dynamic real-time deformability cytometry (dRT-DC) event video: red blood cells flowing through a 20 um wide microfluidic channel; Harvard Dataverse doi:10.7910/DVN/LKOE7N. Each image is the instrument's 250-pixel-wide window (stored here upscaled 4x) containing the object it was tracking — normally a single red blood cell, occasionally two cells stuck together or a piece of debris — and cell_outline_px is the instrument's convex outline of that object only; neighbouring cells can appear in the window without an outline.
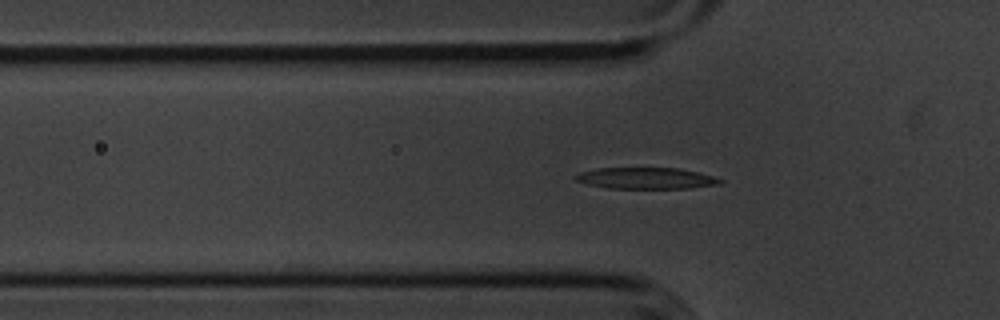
{"species": "common noctule bat (a hibernating species)", "species_latin": "Nyctalus noctula", "temperature_condition": "cold", "stored_images_in_passage": 50, "segment_of_instrument_passage": [1, 2], "camera_frame_rate_fps": 3000, "um_per_image_px": 0.085, "animal": {"sex": "male", "body_mass_g": 20.1, "forearm_length_mm": 53.5}, "frame": {"image": 1, "passage_image": 18, "time_ms": 5.667, "image_size_px": [1000, 320], "cell_outline_px": [[724, 180], [720, 184], [688, 188], [608, 188], [588, 184], [576, 180], [572, 176], [580, 172], [596, 168], [676, 168], [696, 172], [712, 176]], "centroid_in_image_um": [54.88, 15.15], "position_along_channel_um": 70.9, "area_um2": 17.8}}
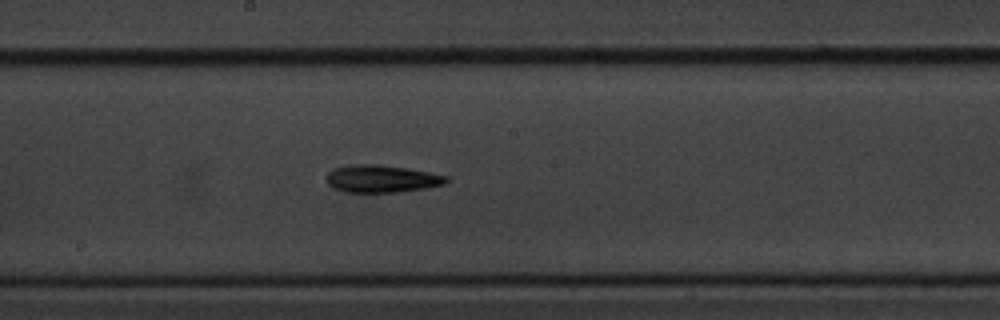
{"frame": {"image": 2, "passage_image": 30, "time_ms": 9.667, "image_size_px": [1000, 320], "cell_outline_px": [[448, 180], [444, 184], [424, 188], [396, 192], [344, 192], [328, 184], [328, 172], [336, 168], [360, 164], [380, 164], [408, 168], [448, 176]], "centroid_in_image_um": [32.47, 15.19], "position_along_channel_um": 215.7, "area_um2": 18.84}}
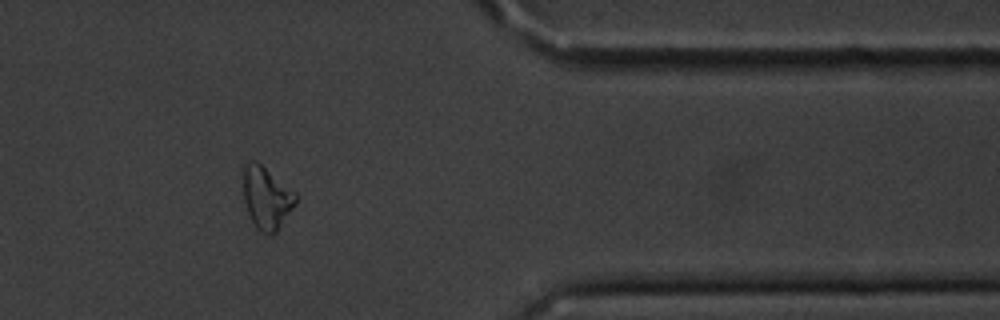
{"frame": {"image": 3, "passage_image": 46, "time_ms": 15.0, "image_size_px": [1000, 320], "cell_outline_px": [[296, 204], [276, 232], [272, 236], [260, 232], [256, 228], [248, 212], [244, 200], [244, 168], [248, 160], [256, 160], [296, 192]], "centroid_in_image_um": [22.67, 16.82], "position_along_channel_um": 388.7, "area_um2": 19.02}}